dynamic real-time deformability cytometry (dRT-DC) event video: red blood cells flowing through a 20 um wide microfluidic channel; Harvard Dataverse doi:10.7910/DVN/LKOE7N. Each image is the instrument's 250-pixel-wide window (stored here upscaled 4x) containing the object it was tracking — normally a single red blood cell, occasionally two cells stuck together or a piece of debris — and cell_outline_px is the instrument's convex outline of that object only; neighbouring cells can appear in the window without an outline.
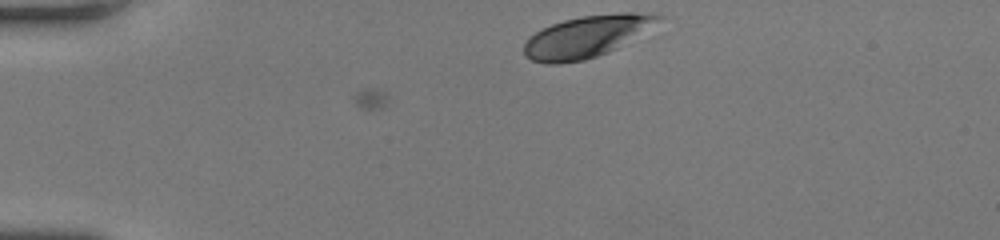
{"species": "human", "species_latin": "Homo sapiens", "temperature_condition": "room temperature", "stored_images_in_passage": 5, "camera_frame_rate_fps": 3000, "um_per_image_px": 0.085, "donor": {"sex": "female"}, "frame": {"image": 1, "passage_image": 1, "time_ms": 0.0, "image_size_px": [1000, 240], "cell_outline_px": [[668, 16], [616, 48], [608, 52], [584, 60], [556, 64], [548, 64], [532, 60], [524, 52], [524, 44], [528, 36], [552, 24], [564, 20], [580, 16], [620, 12], [632, 12]], "centroid_in_image_um": [49.84, 3.09], "position_along_channel_um": 35.2, "area_um2": 32.19}}